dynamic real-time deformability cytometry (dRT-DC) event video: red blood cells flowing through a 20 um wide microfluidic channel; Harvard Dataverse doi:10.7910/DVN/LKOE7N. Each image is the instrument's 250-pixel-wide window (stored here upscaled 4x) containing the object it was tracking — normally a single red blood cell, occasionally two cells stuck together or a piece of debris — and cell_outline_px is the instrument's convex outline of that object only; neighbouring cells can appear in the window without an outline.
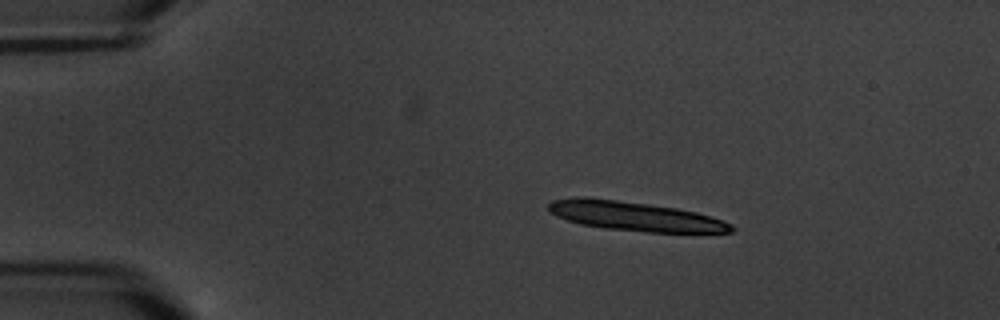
{"species": "common noctule bat (a hibernating species)", "species_latin": "Nyctalus noctula", "temperature_condition": "warm", "stored_images_in_passage": 3, "camera_frame_rate_fps": 3000, "um_per_image_px": 0.085, "animal": {"sex": "male", "body_mass_g": 20.1, "forearm_length_mm": 53.5}, "frame": {"image": 1, "passage_image": 1, "time_ms": 0.0, "image_size_px": [1000, 320], "cell_outline_px": [[736, 228], [732, 232], [648, 232], [604, 228], [580, 224], [556, 216], [548, 208], [548, 204], [552, 200], [576, 196], [588, 196], [648, 204], [676, 208], [696, 212], [712, 216], [724, 220], [732, 224]], "centroid_in_image_um": [53.96, 18.37], "position_along_channel_um": 31.0, "area_um2": 31.27}}